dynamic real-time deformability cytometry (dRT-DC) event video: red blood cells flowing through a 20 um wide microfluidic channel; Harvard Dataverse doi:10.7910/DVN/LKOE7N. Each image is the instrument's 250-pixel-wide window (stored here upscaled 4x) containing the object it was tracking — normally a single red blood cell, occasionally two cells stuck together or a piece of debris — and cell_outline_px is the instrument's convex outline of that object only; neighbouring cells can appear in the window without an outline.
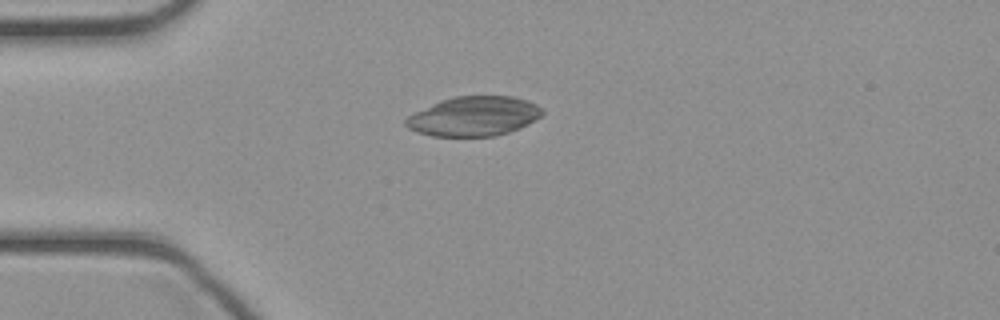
{"species": "common noctule bat (a hibernating species)", "species_latin": "Nyctalus noctula", "temperature_condition": "cold", "stored_images_in_passage": 34, "camera_frame_rate_fps": 3000, "um_per_image_px": 0.085, "animal": {"sex": "female", "body_mass_g": 21.9}, "frame": {"image": 1, "passage_image": 1, "time_ms": 0.0, "image_size_px": [1000, 320], "cell_outline_px": [[544, 112], [540, 116], [528, 124], [520, 128], [508, 132], [492, 136], [432, 136], [416, 132], [408, 128], [404, 124], [404, 120], [412, 112], [440, 100], [452, 96], [512, 96], [528, 100], [536, 104]], "centroid_in_image_um": [40.23, 9.87], "position_along_channel_um": 44.8, "area_um2": 31.62}}
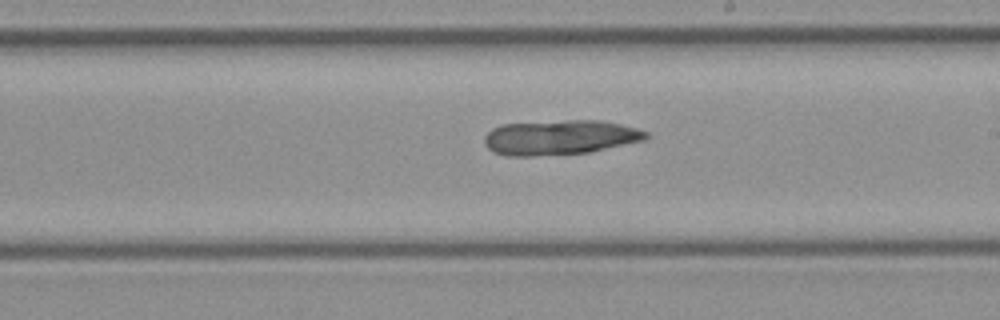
{"frame": {"image": 2, "passage_image": 15, "time_ms": 4.667, "image_size_px": [1000, 320], "cell_outline_px": [[652, 136], [644, 140], [588, 152], [536, 156], [504, 156], [492, 152], [484, 144], [484, 136], [492, 128], [500, 124], [568, 120], [600, 120], [620, 124], [636, 128], [648, 132]], "centroid_in_image_um": [47.56, 11.68], "position_along_channel_um": 241.4, "area_um2": 32.95}}
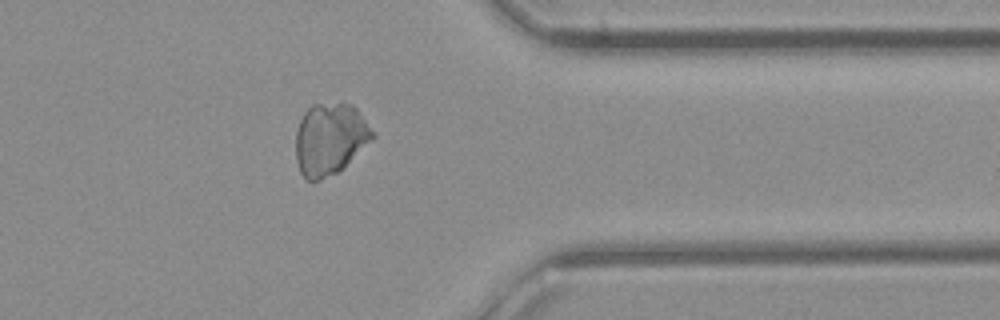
{"frame": {"image": 3, "passage_image": 25, "time_ms": 8.0, "image_size_px": [1000, 320], "cell_outline_px": [[376, 136], [344, 168], [320, 180], [304, 180], [300, 172], [296, 160], [296, 132], [300, 120], [304, 112], [312, 104], [352, 104], [356, 108], [376, 132]], "centroid_in_image_um": [28.06, 11.82], "position_along_channel_um": 383.3, "area_um2": 32.31}}